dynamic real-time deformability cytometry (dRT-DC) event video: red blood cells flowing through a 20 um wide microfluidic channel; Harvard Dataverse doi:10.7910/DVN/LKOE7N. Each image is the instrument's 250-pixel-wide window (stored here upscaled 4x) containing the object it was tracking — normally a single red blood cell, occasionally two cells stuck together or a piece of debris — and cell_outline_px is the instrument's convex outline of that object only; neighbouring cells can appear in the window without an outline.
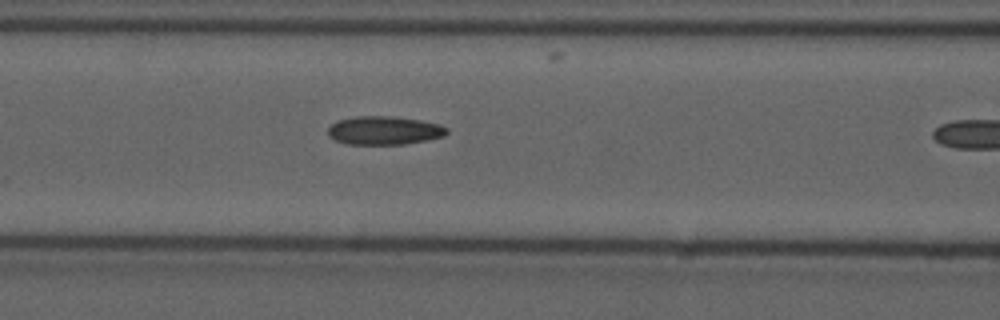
{"species": "common noctule bat (a hibernating species)", "species_latin": "Nyctalus noctula", "temperature_condition": "cold", "stored_images_in_passage": 10, "camera_frame_rate_fps": 3000, "um_per_image_px": 0.085, "animal": {"sex": "male", "forearm_length_mm": 52.5}, "frame": {"image": 1, "passage_image": 9, "time_ms": 2.667, "image_size_px": [1000, 320], "cell_outline_px": [[448, 132], [444, 136], [404, 144], [344, 144], [328, 136], [328, 128], [332, 124], [340, 120], [356, 116], [392, 116], [420, 120], [440, 124], [448, 128]], "centroid_in_image_um": [32.66, 11.09], "position_along_channel_um": 133.9, "area_um2": 19.65}}